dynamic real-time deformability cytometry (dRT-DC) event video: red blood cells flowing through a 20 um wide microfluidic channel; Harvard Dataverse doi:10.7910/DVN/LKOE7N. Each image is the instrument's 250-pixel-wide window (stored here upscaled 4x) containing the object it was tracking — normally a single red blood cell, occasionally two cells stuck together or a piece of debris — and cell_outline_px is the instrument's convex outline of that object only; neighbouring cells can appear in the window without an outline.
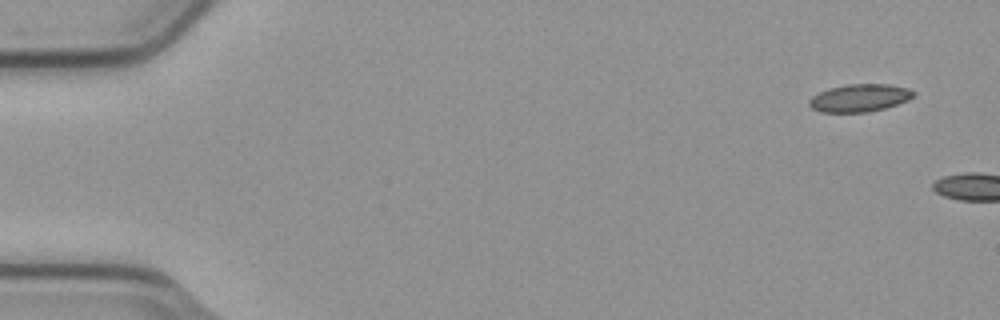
{"species": "common noctule bat (a hibernating species)", "species_latin": "Nyctalus noctula", "temperature_condition": "cold", "stored_images_in_passage": 2, "camera_frame_rate_fps": 3000, "um_per_image_px": 0.085, "animal": {"sex": "male", "body_mass_g": 23.1, "forearm_length_mm": 52.7}, "frame": {"image": 1, "passage_image": 1, "time_ms": 0.0, "image_size_px": [1000, 320], "cell_outline_px": [[916, 96], [908, 100], [884, 108], [868, 112], [820, 112], [812, 108], [808, 104], [808, 100], [812, 96], [828, 88], [848, 84], [888, 84], [908, 88], [916, 92]], "centroid_in_image_um": [73.07, 8.32], "position_along_channel_um": 11.9, "area_um2": 16.88}}